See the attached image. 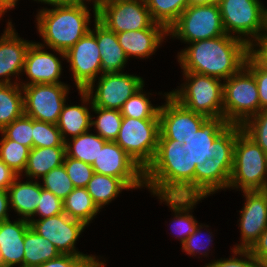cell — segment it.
I'll list each match as a JSON object with an SVG mask.
<instances>
[{
    "label": "cell",
    "instance_id": "obj_17",
    "mask_svg": "<svg viewBox=\"0 0 267 267\" xmlns=\"http://www.w3.org/2000/svg\"><path fill=\"white\" fill-rule=\"evenodd\" d=\"M166 102L160 106L159 139H173L183 142V138L191 136L208 119L207 116L188 110L169 95L163 94Z\"/></svg>",
    "mask_w": 267,
    "mask_h": 267
},
{
    "label": "cell",
    "instance_id": "obj_44",
    "mask_svg": "<svg viewBox=\"0 0 267 267\" xmlns=\"http://www.w3.org/2000/svg\"><path fill=\"white\" fill-rule=\"evenodd\" d=\"M232 252L233 257L230 256V258L211 260V262L204 265V267H260V263L249 250L232 249Z\"/></svg>",
    "mask_w": 267,
    "mask_h": 267
},
{
    "label": "cell",
    "instance_id": "obj_55",
    "mask_svg": "<svg viewBox=\"0 0 267 267\" xmlns=\"http://www.w3.org/2000/svg\"><path fill=\"white\" fill-rule=\"evenodd\" d=\"M93 2V13H94V18H97V11L106 3L112 2L114 0H84V3L89 4V2Z\"/></svg>",
    "mask_w": 267,
    "mask_h": 267
},
{
    "label": "cell",
    "instance_id": "obj_4",
    "mask_svg": "<svg viewBox=\"0 0 267 267\" xmlns=\"http://www.w3.org/2000/svg\"><path fill=\"white\" fill-rule=\"evenodd\" d=\"M238 125L227 123L223 117L208 118L191 136L183 138L189 147L190 168L207 159L233 161Z\"/></svg>",
    "mask_w": 267,
    "mask_h": 267
},
{
    "label": "cell",
    "instance_id": "obj_56",
    "mask_svg": "<svg viewBox=\"0 0 267 267\" xmlns=\"http://www.w3.org/2000/svg\"><path fill=\"white\" fill-rule=\"evenodd\" d=\"M188 6L218 4L220 0H187Z\"/></svg>",
    "mask_w": 267,
    "mask_h": 267
},
{
    "label": "cell",
    "instance_id": "obj_51",
    "mask_svg": "<svg viewBox=\"0 0 267 267\" xmlns=\"http://www.w3.org/2000/svg\"><path fill=\"white\" fill-rule=\"evenodd\" d=\"M9 193L8 190H0V222L9 220Z\"/></svg>",
    "mask_w": 267,
    "mask_h": 267
},
{
    "label": "cell",
    "instance_id": "obj_5",
    "mask_svg": "<svg viewBox=\"0 0 267 267\" xmlns=\"http://www.w3.org/2000/svg\"><path fill=\"white\" fill-rule=\"evenodd\" d=\"M267 184V154L238 125L233 167L228 189L264 190Z\"/></svg>",
    "mask_w": 267,
    "mask_h": 267
},
{
    "label": "cell",
    "instance_id": "obj_29",
    "mask_svg": "<svg viewBox=\"0 0 267 267\" xmlns=\"http://www.w3.org/2000/svg\"><path fill=\"white\" fill-rule=\"evenodd\" d=\"M85 188L100 211L103 206L115 200L123 190H131L120 178L96 172Z\"/></svg>",
    "mask_w": 267,
    "mask_h": 267
},
{
    "label": "cell",
    "instance_id": "obj_45",
    "mask_svg": "<svg viewBox=\"0 0 267 267\" xmlns=\"http://www.w3.org/2000/svg\"><path fill=\"white\" fill-rule=\"evenodd\" d=\"M205 227H209L208 225H203L200 224L197 227V230L191 234L186 240L185 242L181 245L182 246V250L188 254V255H192L195 256V254H201V256H206L210 253L209 251V246L212 244L213 242V238H212V232L208 233V237L207 240L204 241V239L202 240V230ZM204 234V233H203ZM206 234V233H205ZM207 236V235H206ZM202 240V241H201ZM206 243V244H205Z\"/></svg>",
    "mask_w": 267,
    "mask_h": 267
},
{
    "label": "cell",
    "instance_id": "obj_54",
    "mask_svg": "<svg viewBox=\"0 0 267 267\" xmlns=\"http://www.w3.org/2000/svg\"><path fill=\"white\" fill-rule=\"evenodd\" d=\"M98 256L93 257L91 259L86 260L80 267H105V259L104 261H99Z\"/></svg>",
    "mask_w": 267,
    "mask_h": 267
},
{
    "label": "cell",
    "instance_id": "obj_20",
    "mask_svg": "<svg viewBox=\"0 0 267 267\" xmlns=\"http://www.w3.org/2000/svg\"><path fill=\"white\" fill-rule=\"evenodd\" d=\"M45 45L40 42H32L27 50L23 73L29 78L27 82L20 81L23 86L33 84H57L64 83L59 79L62 73L61 60L54 54L47 52Z\"/></svg>",
    "mask_w": 267,
    "mask_h": 267
},
{
    "label": "cell",
    "instance_id": "obj_8",
    "mask_svg": "<svg viewBox=\"0 0 267 267\" xmlns=\"http://www.w3.org/2000/svg\"><path fill=\"white\" fill-rule=\"evenodd\" d=\"M218 5L225 33L248 46L266 26L267 8L261 0H220Z\"/></svg>",
    "mask_w": 267,
    "mask_h": 267
},
{
    "label": "cell",
    "instance_id": "obj_26",
    "mask_svg": "<svg viewBox=\"0 0 267 267\" xmlns=\"http://www.w3.org/2000/svg\"><path fill=\"white\" fill-rule=\"evenodd\" d=\"M160 203L165 202L171 211L174 212V218L170 227L172 233L183 244L185 240L193 234L200 225L191 214L195 205L204 197H181V196H158Z\"/></svg>",
    "mask_w": 267,
    "mask_h": 267
},
{
    "label": "cell",
    "instance_id": "obj_12",
    "mask_svg": "<svg viewBox=\"0 0 267 267\" xmlns=\"http://www.w3.org/2000/svg\"><path fill=\"white\" fill-rule=\"evenodd\" d=\"M97 19L115 33L165 27L152 19L145 0H114L106 3L97 11Z\"/></svg>",
    "mask_w": 267,
    "mask_h": 267
},
{
    "label": "cell",
    "instance_id": "obj_47",
    "mask_svg": "<svg viewBox=\"0 0 267 267\" xmlns=\"http://www.w3.org/2000/svg\"><path fill=\"white\" fill-rule=\"evenodd\" d=\"M95 256H79L60 254L57 258L51 259L36 267H80L86 260Z\"/></svg>",
    "mask_w": 267,
    "mask_h": 267
},
{
    "label": "cell",
    "instance_id": "obj_33",
    "mask_svg": "<svg viewBox=\"0 0 267 267\" xmlns=\"http://www.w3.org/2000/svg\"><path fill=\"white\" fill-rule=\"evenodd\" d=\"M24 114V95L20 84H0V131Z\"/></svg>",
    "mask_w": 267,
    "mask_h": 267
},
{
    "label": "cell",
    "instance_id": "obj_59",
    "mask_svg": "<svg viewBox=\"0 0 267 267\" xmlns=\"http://www.w3.org/2000/svg\"><path fill=\"white\" fill-rule=\"evenodd\" d=\"M0 267H7V266L5 265V262H4L3 257H2L1 254H0Z\"/></svg>",
    "mask_w": 267,
    "mask_h": 267
},
{
    "label": "cell",
    "instance_id": "obj_1",
    "mask_svg": "<svg viewBox=\"0 0 267 267\" xmlns=\"http://www.w3.org/2000/svg\"><path fill=\"white\" fill-rule=\"evenodd\" d=\"M188 45L177 55L182 72H195L223 81L237 73L249 55V46L228 34Z\"/></svg>",
    "mask_w": 267,
    "mask_h": 267
},
{
    "label": "cell",
    "instance_id": "obj_3",
    "mask_svg": "<svg viewBox=\"0 0 267 267\" xmlns=\"http://www.w3.org/2000/svg\"><path fill=\"white\" fill-rule=\"evenodd\" d=\"M90 11L85 3L43 7L36 15L37 32L48 48L66 59L65 52L90 31Z\"/></svg>",
    "mask_w": 267,
    "mask_h": 267
},
{
    "label": "cell",
    "instance_id": "obj_15",
    "mask_svg": "<svg viewBox=\"0 0 267 267\" xmlns=\"http://www.w3.org/2000/svg\"><path fill=\"white\" fill-rule=\"evenodd\" d=\"M29 224L37 234L52 242L60 254L95 256L76 250V241L86 225L70 218L66 213L44 219L31 218Z\"/></svg>",
    "mask_w": 267,
    "mask_h": 267
},
{
    "label": "cell",
    "instance_id": "obj_38",
    "mask_svg": "<svg viewBox=\"0 0 267 267\" xmlns=\"http://www.w3.org/2000/svg\"><path fill=\"white\" fill-rule=\"evenodd\" d=\"M42 188L52 192L60 199L64 200L75 188L70 180L64 165L50 170L41 178Z\"/></svg>",
    "mask_w": 267,
    "mask_h": 267
},
{
    "label": "cell",
    "instance_id": "obj_60",
    "mask_svg": "<svg viewBox=\"0 0 267 267\" xmlns=\"http://www.w3.org/2000/svg\"><path fill=\"white\" fill-rule=\"evenodd\" d=\"M263 191L267 194V184H266L265 189Z\"/></svg>",
    "mask_w": 267,
    "mask_h": 267
},
{
    "label": "cell",
    "instance_id": "obj_53",
    "mask_svg": "<svg viewBox=\"0 0 267 267\" xmlns=\"http://www.w3.org/2000/svg\"><path fill=\"white\" fill-rule=\"evenodd\" d=\"M17 3L18 0H0V15L3 16L8 10L15 8Z\"/></svg>",
    "mask_w": 267,
    "mask_h": 267
},
{
    "label": "cell",
    "instance_id": "obj_48",
    "mask_svg": "<svg viewBox=\"0 0 267 267\" xmlns=\"http://www.w3.org/2000/svg\"><path fill=\"white\" fill-rule=\"evenodd\" d=\"M249 55L251 57H267V25L249 45Z\"/></svg>",
    "mask_w": 267,
    "mask_h": 267
},
{
    "label": "cell",
    "instance_id": "obj_52",
    "mask_svg": "<svg viewBox=\"0 0 267 267\" xmlns=\"http://www.w3.org/2000/svg\"><path fill=\"white\" fill-rule=\"evenodd\" d=\"M36 2H41L44 4H48L52 7L55 6H71V5H77L80 3H84V0H35Z\"/></svg>",
    "mask_w": 267,
    "mask_h": 267
},
{
    "label": "cell",
    "instance_id": "obj_18",
    "mask_svg": "<svg viewBox=\"0 0 267 267\" xmlns=\"http://www.w3.org/2000/svg\"><path fill=\"white\" fill-rule=\"evenodd\" d=\"M242 192L245 202L238 221L241 242L232 249L249 250L267 228V194L263 190Z\"/></svg>",
    "mask_w": 267,
    "mask_h": 267
},
{
    "label": "cell",
    "instance_id": "obj_19",
    "mask_svg": "<svg viewBox=\"0 0 267 267\" xmlns=\"http://www.w3.org/2000/svg\"><path fill=\"white\" fill-rule=\"evenodd\" d=\"M31 41L18 36L11 20L0 36V84H19L17 76L22 75L25 56ZM15 76V81H12Z\"/></svg>",
    "mask_w": 267,
    "mask_h": 267
},
{
    "label": "cell",
    "instance_id": "obj_39",
    "mask_svg": "<svg viewBox=\"0 0 267 267\" xmlns=\"http://www.w3.org/2000/svg\"><path fill=\"white\" fill-rule=\"evenodd\" d=\"M0 133L7 139L16 141L30 150L33 148V118L23 114L11 124L5 126Z\"/></svg>",
    "mask_w": 267,
    "mask_h": 267
},
{
    "label": "cell",
    "instance_id": "obj_22",
    "mask_svg": "<svg viewBox=\"0 0 267 267\" xmlns=\"http://www.w3.org/2000/svg\"><path fill=\"white\" fill-rule=\"evenodd\" d=\"M119 45L123 48L127 58H149L155 54L165 37L168 36L166 27H148L137 31L116 33Z\"/></svg>",
    "mask_w": 267,
    "mask_h": 267
},
{
    "label": "cell",
    "instance_id": "obj_6",
    "mask_svg": "<svg viewBox=\"0 0 267 267\" xmlns=\"http://www.w3.org/2000/svg\"><path fill=\"white\" fill-rule=\"evenodd\" d=\"M184 83L169 92L188 110L208 118L223 117V84L221 79L195 72H183Z\"/></svg>",
    "mask_w": 267,
    "mask_h": 267
},
{
    "label": "cell",
    "instance_id": "obj_7",
    "mask_svg": "<svg viewBox=\"0 0 267 267\" xmlns=\"http://www.w3.org/2000/svg\"><path fill=\"white\" fill-rule=\"evenodd\" d=\"M223 82V118L231 125L242 126L260 111L254 75L243 66Z\"/></svg>",
    "mask_w": 267,
    "mask_h": 267
},
{
    "label": "cell",
    "instance_id": "obj_40",
    "mask_svg": "<svg viewBox=\"0 0 267 267\" xmlns=\"http://www.w3.org/2000/svg\"><path fill=\"white\" fill-rule=\"evenodd\" d=\"M33 148L65 146L61 132L56 124L33 119Z\"/></svg>",
    "mask_w": 267,
    "mask_h": 267
},
{
    "label": "cell",
    "instance_id": "obj_14",
    "mask_svg": "<svg viewBox=\"0 0 267 267\" xmlns=\"http://www.w3.org/2000/svg\"><path fill=\"white\" fill-rule=\"evenodd\" d=\"M94 172L120 178L131 190L145 187L144 170L115 141H107L91 165Z\"/></svg>",
    "mask_w": 267,
    "mask_h": 267
},
{
    "label": "cell",
    "instance_id": "obj_37",
    "mask_svg": "<svg viewBox=\"0 0 267 267\" xmlns=\"http://www.w3.org/2000/svg\"><path fill=\"white\" fill-rule=\"evenodd\" d=\"M0 159L15 173L22 175L27 164L30 149L16 141L7 139L1 133Z\"/></svg>",
    "mask_w": 267,
    "mask_h": 267
},
{
    "label": "cell",
    "instance_id": "obj_36",
    "mask_svg": "<svg viewBox=\"0 0 267 267\" xmlns=\"http://www.w3.org/2000/svg\"><path fill=\"white\" fill-rule=\"evenodd\" d=\"M149 97L142 87L124 103L120 110L122 117L159 119L160 105H152Z\"/></svg>",
    "mask_w": 267,
    "mask_h": 267
},
{
    "label": "cell",
    "instance_id": "obj_43",
    "mask_svg": "<svg viewBox=\"0 0 267 267\" xmlns=\"http://www.w3.org/2000/svg\"><path fill=\"white\" fill-rule=\"evenodd\" d=\"M64 213L63 200L50 191L45 190L41 186V196H39V204L36 208L35 216L38 219H44L51 216Z\"/></svg>",
    "mask_w": 267,
    "mask_h": 267
},
{
    "label": "cell",
    "instance_id": "obj_30",
    "mask_svg": "<svg viewBox=\"0 0 267 267\" xmlns=\"http://www.w3.org/2000/svg\"><path fill=\"white\" fill-rule=\"evenodd\" d=\"M60 252L48 239L37 234L30 227L24 238V267H36L57 258Z\"/></svg>",
    "mask_w": 267,
    "mask_h": 267
},
{
    "label": "cell",
    "instance_id": "obj_21",
    "mask_svg": "<svg viewBox=\"0 0 267 267\" xmlns=\"http://www.w3.org/2000/svg\"><path fill=\"white\" fill-rule=\"evenodd\" d=\"M233 161L207 159L196 165L194 171V197H208L219 190L228 189Z\"/></svg>",
    "mask_w": 267,
    "mask_h": 267
},
{
    "label": "cell",
    "instance_id": "obj_25",
    "mask_svg": "<svg viewBox=\"0 0 267 267\" xmlns=\"http://www.w3.org/2000/svg\"><path fill=\"white\" fill-rule=\"evenodd\" d=\"M78 91V94L81 96V105H66L65 102L56 123L64 141H67L68 136L73 138L91 131L90 129L92 128L90 111H92L93 104L91 98L85 90Z\"/></svg>",
    "mask_w": 267,
    "mask_h": 267
},
{
    "label": "cell",
    "instance_id": "obj_49",
    "mask_svg": "<svg viewBox=\"0 0 267 267\" xmlns=\"http://www.w3.org/2000/svg\"><path fill=\"white\" fill-rule=\"evenodd\" d=\"M249 251L258 260L259 263L267 256V228L259 236L257 241L249 249Z\"/></svg>",
    "mask_w": 267,
    "mask_h": 267
},
{
    "label": "cell",
    "instance_id": "obj_2",
    "mask_svg": "<svg viewBox=\"0 0 267 267\" xmlns=\"http://www.w3.org/2000/svg\"><path fill=\"white\" fill-rule=\"evenodd\" d=\"M194 171L184 142L159 139L155 157L144 170L145 188L153 197H194Z\"/></svg>",
    "mask_w": 267,
    "mask_h": 267
},
{
    "label": "cell",
    "instance_id": "obj_9",
    "mask_svg": "<svg viewBox=\"0 0 267 267\" xmlns=\"http://www.w3.org/2000/svg\"><path fill=\"white\" fill-rule=\"evenodd\" d=\"M159 135V119L123 117L115 142L145 170L155 157Z\"/></svg>",
    "mask_w": 267,
    "mask_h": 267
},
{
    "label": "cell",
    "instance_id": "obj_32",
    "mask_svg": "<svg viewBox=\"0 0 267 267\" xmlns=\"http://www.w3.org/2000/svg\"><path fill=\"white\" fill-rule=\"evenodd\" d=\"M106 142L97 133L87 131L65 141L66 155L92 165Z\"/></svg>",
    "mask_w": 267,
    "mask_h": 267
},
{
    "label": "cell",
    "instance_id": "obj_23",
    "mask_svg": "<svg viewBox=\"0 0 267 267\" xmlns=\"http://www.w3.org/2000/svg\"><path fill=\"white\" fill-rule=\"evenodd\" d=\"M29 227V221L21 217L0 222V254L7 267H24V238Z\"/></svg>",
    "mask_w": 267,
    "mask_h": 267
},
{
    "label": "cell",
    "instance_id": "obj_50",
    "mask_svg": "<svg viewBox=\"0 0 267 267\" xmlns=\"http://www.w3.org/2000/svg\"><path fill=\"white\" fill-rule=\"evenodd\" d=\"M19 175L0 159V190H8Z\"/></svg>",
    "mask_w": 267,
    "mask_h": 267
},
{
    "label": "cell",
    "instance_id": "obj_57",
    "mask_svg": "<svg viewBox=\"0 0 267 267\" xmlns=\"http://www.w3.org/2000/svg\"><path fill=\"white\" fill-rule=\"evenodd\" d=\"M264 70L267 71V57H252Z\"/></svg>",
    "mask_w": 267,
    "mask_h": 267
},
{
    "label": "cell",
    "instance_id": "obj_41",
    "mask_svg": "<svg viewBox=\"0 0 267 267\" xmlns=\"http://www.w3.org/2000/svg\"><path fill=\"white\" fill-rule=\"evenodd\" d=\"M241 127L267 154V109L259 111L255 116L249 118Z\"/></svg>",
    "mask_w": 267,
    "mask_h": 267
},
{
    "label": "cell",
    "instance_id": "obj_58",
    "mask_svg": "<svg viewBox=\"0 0 267 267\" xmlns=\"http://www.w3.org/2000/svg\"><path fill=\"white\" fill-rule=\"evenodd\" d=\"M260 267H267V256L260 262Z\"/></svg>",
    "mask_w": 267,
    "mask_h": 267
},
{
    "label": "cell",
    "instance_id": "obj_31",
    "mask_svg": "<svg viewBox=\"0 0 267 267\" xmlns=\"http://www.w3.org/2000/svg\"><path fill=\"white\" fill-rule=\"evenodd\" d=\"M63 205L64 213L70 218L84 223L86 226L100 213L90 194L83 187L74 188L63 200Z\"/></svg>",
    "mask_w": 267,
    "mask_h": 267
},
{
    "label": "cell",
    "instance_id": "obj_35",
    "mask_svg": "<svg viewBox=\"0 0 267 267\" xmlns=\"http://www.w3.org/2000/svg\"><path fill=\"white\" fill-rule=\"evenodd\" d=\"M95 115H91V127H94L97 134L107 141H115L122 122V114L120 110L106 109L99 107H92V111ZM94 117V118H93Z\"/></svg>",
    "mask_w": 267,
    "mask_h": 267
},
{
    "label": "cell",
    "instance_id": "obj_46",
    "mask_svg": "<svg viewBox=\"0 0 267 267\" xmlns=\"http://www.w3.org/2000/svg\"><path fill=\"white\" fill-rule=\"evenodd\" d=\"M253 75L258 86L260 111L267 109V71L264 70L250 55L244 65Z\"/></svg>",
    "mask_w": 267,
    "mask_h": 267
},
{
    "label": "cell",
    "instance_id": "obj_11",
    "mask_svg": "<svg viewBox=\"0 0 267 267\" xmlns=\"http://www.w3.org/2000/svg\"><path fill=\"white\" fill-rule=\"evenodd\" d=\"M144 85L143 78L138 75L113 72L102 73L84 90L91 98L92 107L121 110L128 98Z\"/></svg>",
    "mask_w": 267,
    "mask_h": 267
},
{
    "label": "cell",
    "instance_id": "obj_34",
    "mask_svg": "<svg viewBox=\"0 0 267 267\" xmlns=\"http://www.w3.org/2000/svg\"><path fill=\"white\" fill-rule=\"evenodd\" d=\"M152 19L169 29L188 7L187 0H145Z\"/></svg>",
    "mask_w": 267,
    "mask_h": 267
},
{
    "label": "cell",
    "instance_id": "obj_10",
    "mask_svg": "<svg viewBox=\"0 0 267 267\" xmlns=\"http://www.w3.org/2000/svg\"><path fill=\"white\" fill-rule=\"evenodd\" d=\"M218 4L188 6L168 29V36L183 43L225 35Z\"/></svg>",
    "mask_w": 267,
    "mask_h": 267
},
{
    "label": "cell",
    "instance_id": "obj_27",
    "mask_svg": "<svg viewBox=\"0 0 267 267\" xmlns=\"http://www.w3.org/2000/svg\"><path fill=\"white\" fill-rule=\"evenodd\" d=\"M20 180L19 175L8 188L10 208L22 219L29 221L35 215L39 204L41 183L32 179H27L26 182Z\"/></svg>",
    "mask_w": 267,
    "mask_h": 267
},
{
    "label": "cell",
    "instance_id": "obj_24",
    "mask_svg": "<svg viewBox=\"0 0 267 267\" xmlns=\"http://www.w3.org/2000/svg\"><path fill=\"white\" fill-rule=\"evenodd\" d=\"M90 31L95 35L100 50L102 73L123 72L128 58L119 45L117 35L109 30L97 18Z\"/></svg>",
    "mask_w": 267,
    "mask_h": 267
},
{
    "label": "cell",
    "instance_id": "obj_28",
    "mask_svg": "<svg viewBox=\"0 0 267 267\" xmlns=\"http://www.w3.org/2000/svg\"><path fill=\"white\" fill-rule=\"evenodd\" d=\"M65 156V146L32 148L23 172L25 175L23 174L21 176L38 180L50 170L63 165Z\"/></svg>",
    "mask_w": 267,
    "mask_h": 267
},
{
    "label": "cell",
    "instance_id": "obj_16",
    "mask_svg": "<svg viewBox=\"0 0 267 267\" xmlns=\"http://www.w3.org/2000/svg\"><path fill=\"white\" fill-rule=\"evenodd\" d=\"M77 90L86 89L102 74L101 55L95 35L89 31L65 52Z\"/></svg>",
    "mask_w": 267,
    "mask_h": 267
},
{
    "label": "cell",
    "instance_id": "obj_13",
    "mask_svg": "<svg viewBox=\"0 0 267 267\" xmlns=\"http://www.w3.org/2000/svg\"><path fill=\"white\" fill-rule=\"evenodd\" d=\"M24 114L34 120L56 124L70 87L66 83L33 84L22 87Z\"/></svg>",
    "mask_w": 267,
    "mask_h": 267
},
{
    "label": "cell",
    "instance_id": "obj_42",
    "mask_svg": "<svg viewBox=\"0 0 267 267\" xmlns=\"http://www.w3.org/2000/svg\"><path fill=\"white\" fill-rule=\"evenodd\" d=\"M63 165L75 188H85L94 174L91 164L76 160L67 155L64 158Z\"/></svg>",
    "mask_w": 267,
    "mask_h": 267
}]
</instances>
